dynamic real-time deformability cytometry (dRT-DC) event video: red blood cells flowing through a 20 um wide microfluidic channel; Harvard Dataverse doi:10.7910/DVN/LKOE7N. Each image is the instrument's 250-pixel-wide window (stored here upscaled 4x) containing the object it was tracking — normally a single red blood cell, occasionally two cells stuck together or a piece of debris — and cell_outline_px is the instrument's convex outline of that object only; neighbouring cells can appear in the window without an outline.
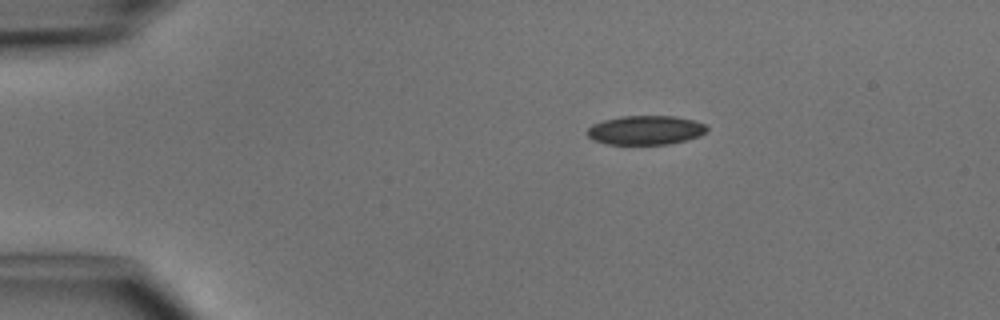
{"species": "common noctule bat (a hibernating species)", "species_latin": "Nyctalus noctula", "temperature_condition": "cold", "stored_images_in_passage": 3, "camera_frame_rate_fps": 3000, "um_per_image_px": 0.085, "animal": {"sex": "male", "body_mass_g": 15.6}, "frame": {"image": 1, "passage_image": 1, "time_ms": 0.0, "image_size_px": [1000, 320], "cell_outline_px": [[708, 128], [700, 136], [688, 140], [668, 144], [608, 144], [592, 140], [588, 136], [588, 128], [592, 124], [604, 120], [620, 116], [676, 116], [692, 120], [704, 124]], "centroid_in_image_um": [54.87, 11.06], "position_along_channel_um": 30.1, "area_um2": 20.29}}